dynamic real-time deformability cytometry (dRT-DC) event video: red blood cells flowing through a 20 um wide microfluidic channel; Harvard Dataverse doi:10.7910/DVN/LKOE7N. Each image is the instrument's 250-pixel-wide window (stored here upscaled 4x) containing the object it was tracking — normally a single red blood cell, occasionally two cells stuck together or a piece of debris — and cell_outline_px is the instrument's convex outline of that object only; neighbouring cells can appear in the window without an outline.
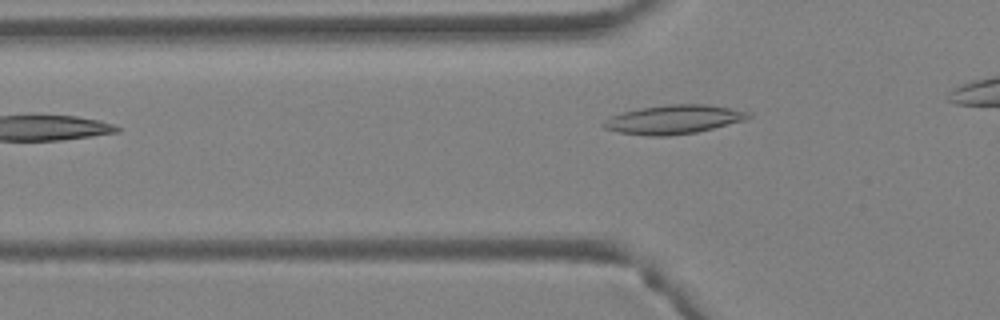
{"species": "Egyptian fruit bat (a non-hibernating species)", "species_latin": "Rousettus aegyptiacus", "temperature_condition": "warm", "stored_images_in_passage": 3, "camera_frame_rate_fps": 3000, "um_per_image_px": 0.085, "animal": {"sex": "female"}, "frame": {"image": 1, "passage_image": 3, "time_ms": 0.667, "image_size_px": [1000, 320], "cell_outline_px": [[752, 116], [748, 120], [696, 132], [668, 136], [648, 136], [616, 132], [604, 128], [600, 124], [604, 120], [612, 116], [624, 112], [640, 108], [668, 104], [708, 104], [732, 108], [748, 112]], "centroid_in_image_um": [57.28, 10.16], "position_along_channel_um": 68.5, "area_um2": 24.57}}